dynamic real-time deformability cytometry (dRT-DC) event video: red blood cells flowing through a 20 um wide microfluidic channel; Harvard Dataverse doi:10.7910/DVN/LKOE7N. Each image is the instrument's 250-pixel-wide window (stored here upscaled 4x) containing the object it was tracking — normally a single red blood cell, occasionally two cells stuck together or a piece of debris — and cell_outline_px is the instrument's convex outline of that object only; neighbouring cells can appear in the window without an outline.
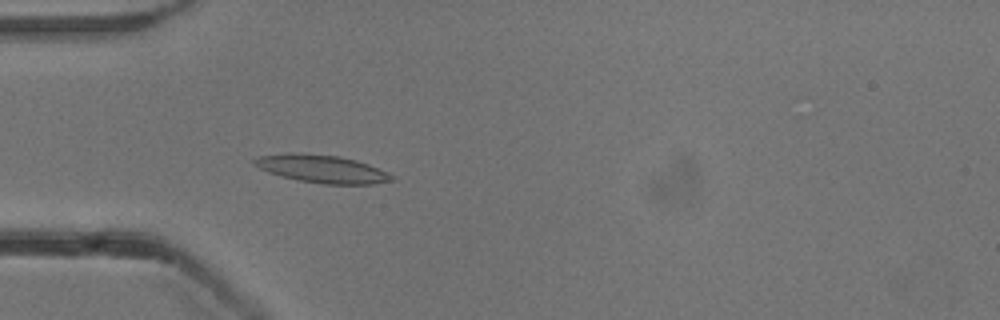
{"species": "common noctule bat (a hibernating species)", "species_latin": "Nyctalus noctula", "temperature_condition": "cold", "stored_images_in_passage": 54, "camera_frame_rate_fps": 3000, "um_per_image_px": 0.085, "animal": {"sex": "male", "body_mass_g": 13.3}, "frame": {"image": 1, "passage_image": 16, "time_ms": 5.0, "image_size_px": [1000, 320], "cell_outline_px": [[396, 180], [372, 184], [324, 184], [300, 180], [268, 172], [252, 164], [252, 160], [256, 156], [284, 152], [292, 152], [340, 156], [356, 160], [368, 164], [396, 176]], "centroid_in_image_um": [27.35, 14.34], "position_along_channel_um": 57.6, "area_um2": 22.43}}
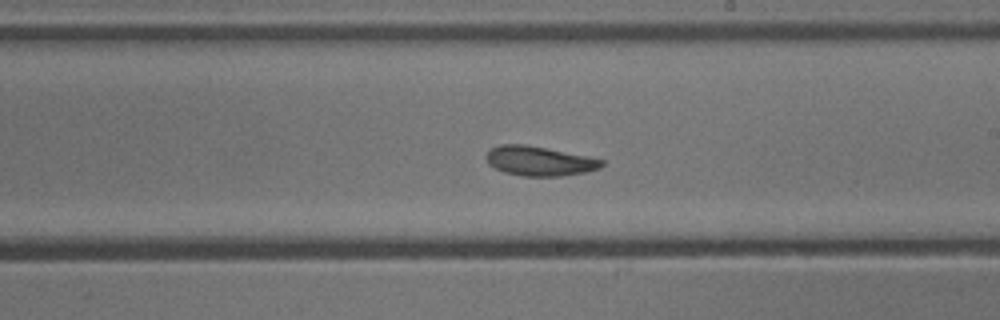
{"frame": {"image": 2, "passage_image": 31, "time_ms": 10.0, "image_size_px": [1000, 320], "cell_outline_px": [[604, 164], [600, 168], [588, 172], [560, 176], [524, 176], [504, 172], [488, 164], [484, 156], [492, 148], [500, 144], [524, 144], [588, 156], [604, 160]], "centroid_in_image_um": [45.85, 13.69], "position_along_channel_um": 243.1, "area_um2": 19.88}}
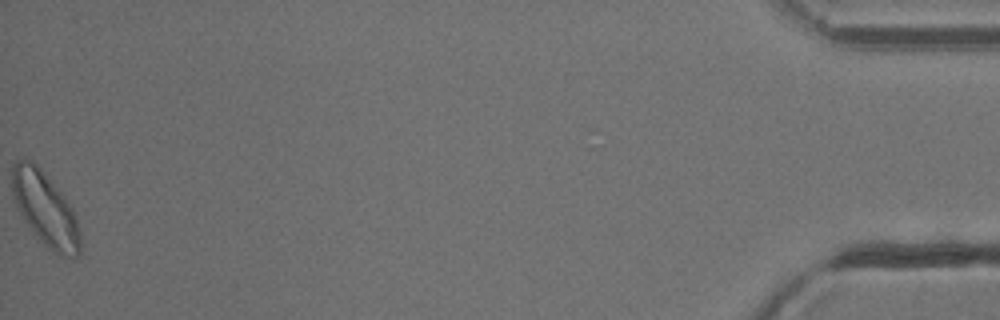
{"frame": {"image": 3, "passage_image": 54, "time_ms": 17.667, "image_size_px": [1000, 320], "cell_outline_px": [[80, 252], [72, 260], [60, 256], [48, 248], [44, 244], [28, 224], [20, 212], [12, 196], [12, 164], [16, 160], [32, 160], [44, 172], [60, 192], [72, 208], [80, 232]], "centroid_in_image_um": [3.85, 17.78], "position_along_channel_um": 431.3, "area_um2": 28.9}, "authors_computed_cell_mechanics": {"area_um2": 20.7502, "velocity_mm_per_s": 3.7959, "shape_relaxation_time_tau1_ms": 3.4934, "shape_relaxation_time_tau2_ms": 5.4243, "deformation_change_tau1": 0.1216, "deformation_change_tau2": 0.1404}}